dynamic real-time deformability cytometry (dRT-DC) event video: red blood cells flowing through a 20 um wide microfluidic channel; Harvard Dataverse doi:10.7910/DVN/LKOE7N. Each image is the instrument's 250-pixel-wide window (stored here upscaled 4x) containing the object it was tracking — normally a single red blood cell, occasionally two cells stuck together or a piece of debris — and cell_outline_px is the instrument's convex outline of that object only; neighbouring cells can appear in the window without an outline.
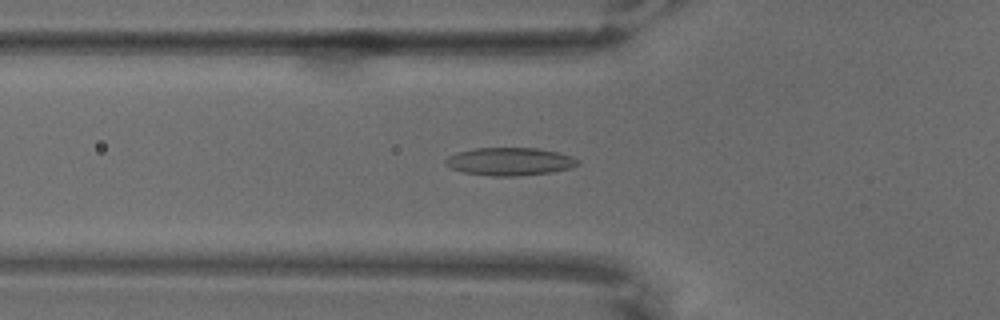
{"species": "common noctule bat (a hibernating species)", "species_latin": "Nyctalus noctula", "temperature_condition": "warm", "stored_images_in_passage": 67, "camera_frame_rate_fps": 3000, "um_per_image_px": 0.085, "animal": {"sex": "male", "body_mass_g": 18.8}, "frame": {"image": 1, "passage_image": 24, "time_ms": 7.667, "image_size_px": [1000, 320], "cell_outline_px": [[580, 164], [568, 168], [552, 172], [516, 176], [492, 176], [464, 172], [452, 168], [444, 164], [444, 160], [448, 156], [456, 152], [476, 148], [536, 148], [560, 152], [572, 156], [580, 160]], "centroid_in_image_um": [43.34, 13.72], "position_along_channel_um": 82.5, "area_um2": 21.56}}
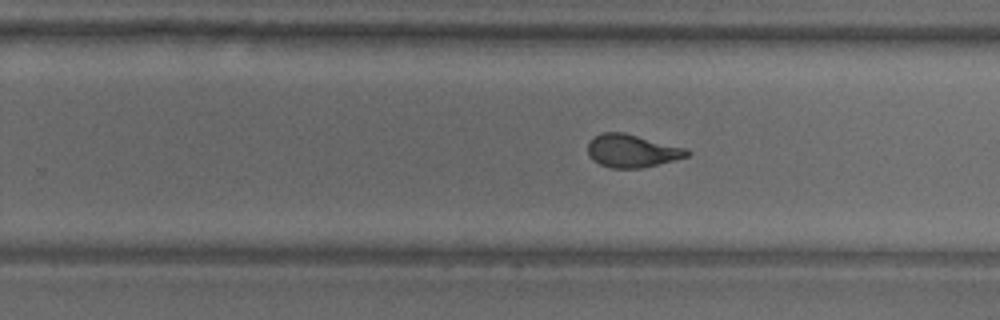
{"frame": {"image": 2, "passage_image": 43, "time_ms": 14.0, "image_size_px": [1000, 320], "cell_outline_px": [[692, 152], [688, 156], [640, 168], [612, 168], [600, 164], [592, 160], [588, 156], [588, 140], [604, 132], [624, 132], [688, 148]], "centroid_in_image_um": [53.71, 12.81], "position_along_channel_um": 276.1, "area_um2": 19.07}}
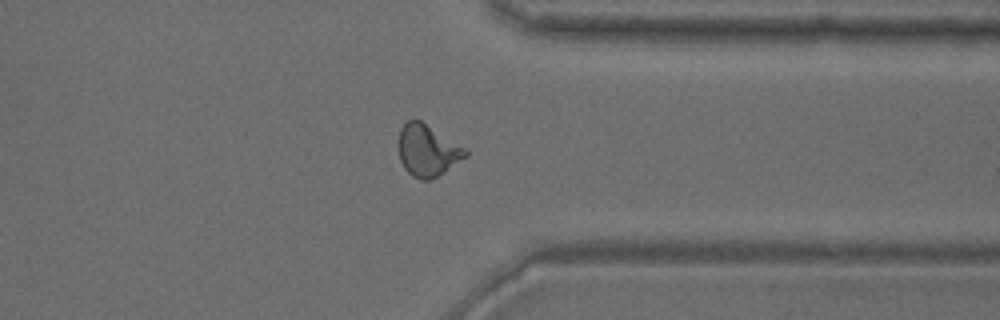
{"frame": {"image": 3, "passage_image": 53, "time_ms": 17.333, "image_size_px": [1000, 320], "cell_outline_px": [[468, 156], [432, 180], [420, 180], [412, 176], [404, 168], [400, 160], [400, 128], [408, 120], [420, 120], [468, 148]], "centroid_in_image_um": [36.39, 12.8], "position_along_channel_um": 375.0, "area_um2": 20.23}}